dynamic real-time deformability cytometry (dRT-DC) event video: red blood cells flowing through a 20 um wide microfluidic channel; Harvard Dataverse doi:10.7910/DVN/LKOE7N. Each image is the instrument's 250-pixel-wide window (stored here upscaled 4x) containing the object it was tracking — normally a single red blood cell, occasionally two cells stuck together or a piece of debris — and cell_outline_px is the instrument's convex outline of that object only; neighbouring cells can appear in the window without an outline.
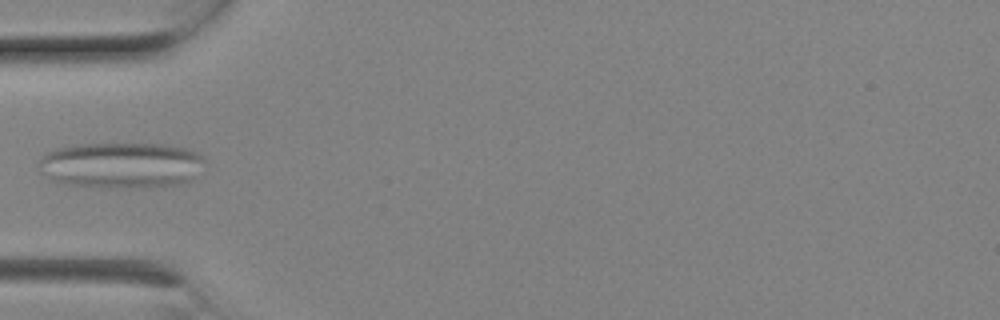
{"species": "Egyptian fruit bat (a non-hibernating species)", "species_latin": "Rousettus aegyptiacus", "temperature_condition": "room temperature", "stored_images_in_passage": 8, "camera_frame_rate_fps": 3000, "um_per_image_px": 0.085, "animal": {"sex": "female"}, "frame": {"image": 1, "passage_image": 6, "time_ms": 1.667, "image_size_px": [1000, 320], "cell_outline_px": [[204, 160], [192, 180], [184, 184], [140, 188], [136, 188], [64, 184], [48, 180], [40, 164], [40, 156], [44, 152], [72, 144], [164, 144], [188, 148], [204, 156]], "centroid_in_image_um": [10.31, 14.03], "position_along_channel_um": 74.7, "area_um2": 44.56}}
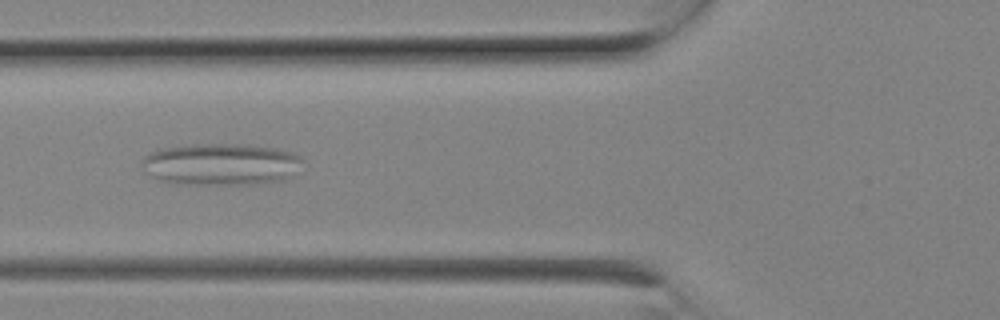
{"frame": {"image": 2, "passage_image": 7, "time_ms": 2.0, "image_size_px": [1000, 320], "cell_outline_px": [[304, 160], [284, 180], [260, 184], [168, 184], [144, 172], [140, 164], [144, 156], [160, 148], [192, 144], [248, 144], [272, 148], [292, 152], [300, 156]], "centroid_in_image_um": [18.71, 13.96], "position_along_channel_um": 107.1, "area_um2": 39.48}}